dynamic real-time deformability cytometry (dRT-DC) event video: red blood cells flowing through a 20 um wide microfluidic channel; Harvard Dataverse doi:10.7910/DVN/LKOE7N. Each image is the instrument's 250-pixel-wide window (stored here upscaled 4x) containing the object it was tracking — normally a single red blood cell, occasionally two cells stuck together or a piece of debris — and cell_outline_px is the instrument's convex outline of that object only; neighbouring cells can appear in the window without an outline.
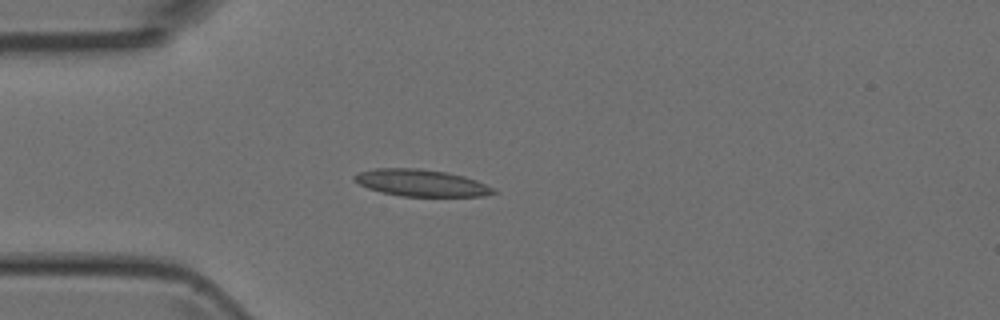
{"species": "Egyptian fruit bat (a non-hibernating species)", "species_latin": "Rousettus aegyptiacus", "temperature_condition": "room temperature", "stored_images_in_passage": 4, "camera_frame_rate_fps": 3000, "um_per_image_px": 0.085, "animal": {"sex": "female"}, "frame": {"image": 1, "passage_image": 3, "time_ms": 2.333, "image_size_px": [1000, 320], "cell_outline_px": [[500, 192], [484, 196], [400, 196], [368, 188], [352, 180], [352, 176], [360, 172], [376, 168], [420, 168], [448, 172], [464, 176], [476, 180], [496, 188]], "centroid_in_image_um": [35.85, 15.54], "position_along_channel_um": 49.1, "area_um2": 21.91}}